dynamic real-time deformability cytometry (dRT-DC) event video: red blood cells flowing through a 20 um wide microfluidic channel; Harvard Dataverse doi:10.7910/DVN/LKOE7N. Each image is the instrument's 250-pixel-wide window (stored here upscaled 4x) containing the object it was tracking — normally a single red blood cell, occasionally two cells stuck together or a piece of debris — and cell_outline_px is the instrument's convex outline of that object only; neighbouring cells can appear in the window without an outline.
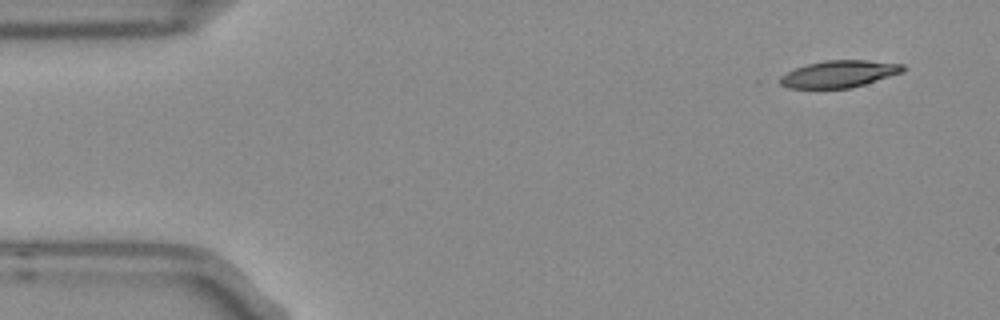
{"species": "Egyptian fruit bat (a non-hibernating species)", "species_latin": "Rousettus aegyptiacus", "temperature_condition": "room temperature", "stored_images_in_passage": 6, "segment_of_instrument_passage": [2, 2], "camera_frame_rate_fps": 3000, "um_per_image_px": 0.085, "frame": {"image": 1, "passage_image": 6, "time_ms": 1.667, "image_size_px": [1000, 320], "cell_outline_px": [[908, 68], [904, 72], [864, 84], [848, 88], [788, 88], [772, 80], [796, 68], [808, 64], [824, 60], [868, 60], [904, 64]], "centroid_in_image_um": [71.31, 6.28], "position_along_channel_um": 13.7, "area_um2": 19.54}}